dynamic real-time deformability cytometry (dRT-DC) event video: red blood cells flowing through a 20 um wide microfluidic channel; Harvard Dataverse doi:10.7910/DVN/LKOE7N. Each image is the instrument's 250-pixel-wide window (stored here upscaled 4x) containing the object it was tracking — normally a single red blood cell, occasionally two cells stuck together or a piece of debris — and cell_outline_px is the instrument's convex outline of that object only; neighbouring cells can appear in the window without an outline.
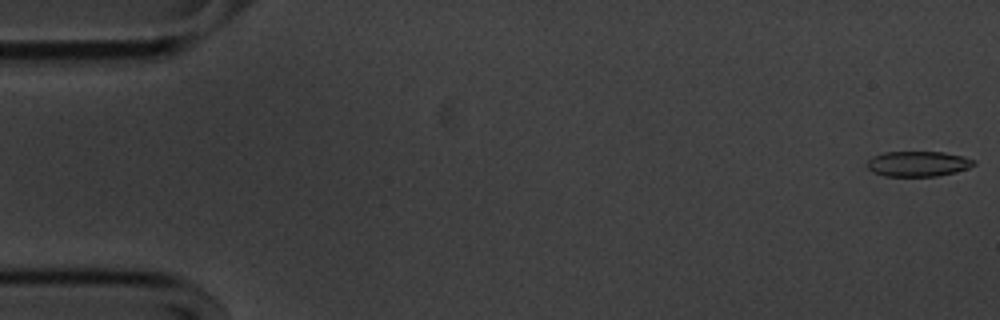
{"species": "common noctule bat (a hibernating species)", "species_latin": "Nyctalus noctula", "temperature_condition": "cold", "stored_images_in_passage": 55, "camera_frame_rate_fps": 3000, "um_per_image_px": 0.085, "animal": {"sex": "male", "body_mass_g": 20.1, "forearm_length_mm": 53.5}, "frame": {"image": 1, "passage_image": 1, "time_ms": 0.0, "image_size_px": [1000, 320], "cell_outline_px": [[976, 164], [968, 168], [956, 172], [936, 176], [884, 176], [872, 172], [864, 164], [872, 156], [884, 152], [944, 152], [964, 156], [976, 160]], "centroid_in_image_um": [78.02, 13.92], "position_along_channel_um": 7.0, "area_um2": 15.95}}
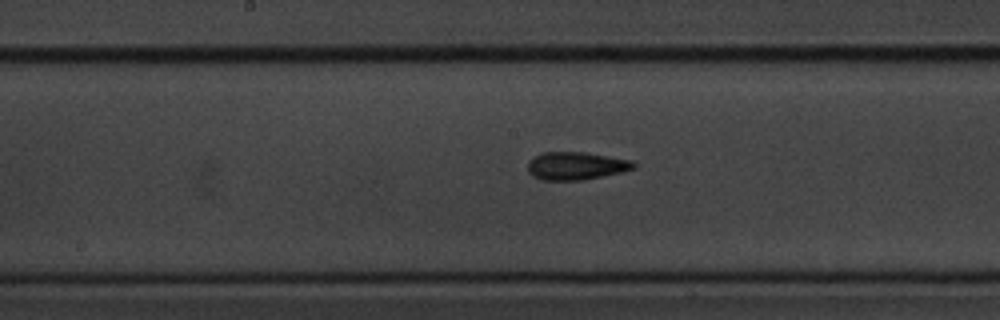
{"frame": {"image": 2, "passage_image": 28, "time_ms": 9.0, "image_size_px": [1000, 320], "cell_outline_px": [[636, 168], [620, 172], [584, 180], [544, 180], [532, 176], [528, 172], [528, 160], [532, 156], [544, 152], [584, 152], [632, 160], [636, 164]], "centroid_in_image_um": [48.93, 14.09], "position_along_channel_um": 199.3, "area_um2": 17.28}}
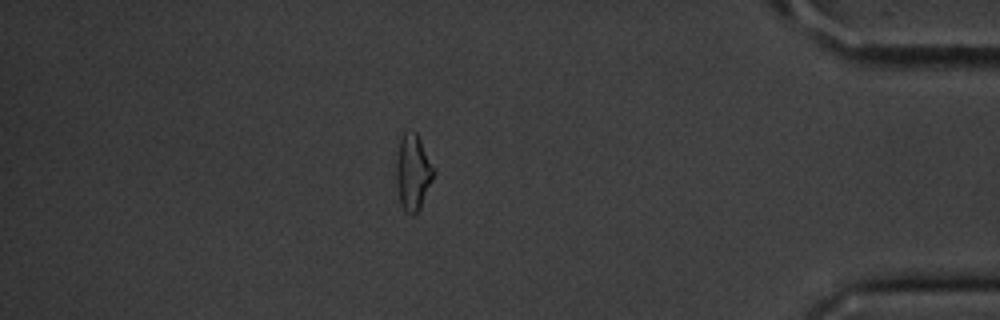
{"frame": {"image": 3, "passage_image": 48, "time_ms": 15.667, "image_size_px": [1000, 320], "cell_outline_px": [[436, 172], [420, 208], [412, 216], [404, 208], [400, 200], [396, 184], [396, 156], [400, 136], [404, 132], [416, 132], [436, 168]], "centroid_in_image_um": [35.11, 14.6], "position_along_channel_um": 400.1, "area_um2": 16.7}, "authors_computed_cell_mechanics": {"area_um2": 16.7042, "velocity_mm_per_s": 3.6093, "shape_relaxation_time_tau1_ms": 4.4479, "shape_relaxation_time_tau2_ms": 3.5449, "deformation_change_tau1": 0.1134, "deformation_change_tau2": 0.1083}}